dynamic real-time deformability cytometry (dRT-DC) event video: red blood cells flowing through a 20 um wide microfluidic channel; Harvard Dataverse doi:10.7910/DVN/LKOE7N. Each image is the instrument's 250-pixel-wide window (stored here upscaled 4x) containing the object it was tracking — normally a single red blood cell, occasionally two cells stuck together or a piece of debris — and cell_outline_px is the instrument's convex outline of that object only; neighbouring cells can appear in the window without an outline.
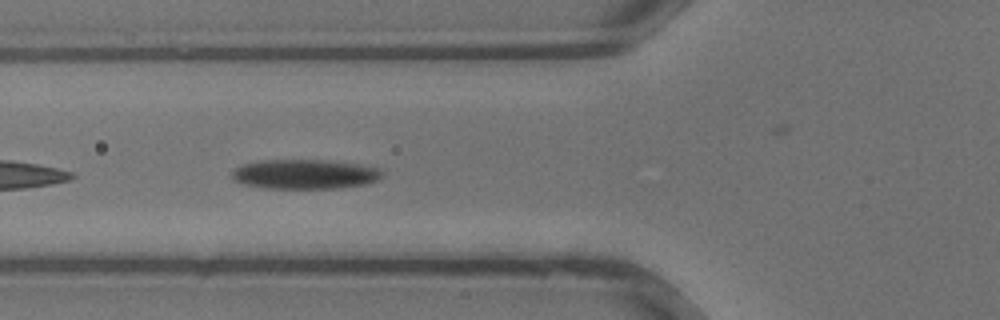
{"species": "common noctule bat (a hibernating species)", "species_latin": "Nyctalus noctula", "temperature_condition": "warm", "stored_images_in_passage": 6, "camera_frame_rate_fps": 3000, "um_per_image_px": 0.085, "animal": {"sex": "male", "body_mass_g": 13.3}, "frame": {"image": 1, "passage_image": 6, "time_ms": 1.667, "image_size_px": [1000, 320], "cell_outline_px": [[380, 176], [376, 180], [364, 184], [336, 188], [264, 188], [244, 184], [232, 180], [232, 172], [240, 164], [260, 160], [328, 160], [360, 164], [380, 168]], "centroid_in_image_um": [25.85, 14.79], "position_along_channel_um": 100.0, "area_um2": 25.84}}